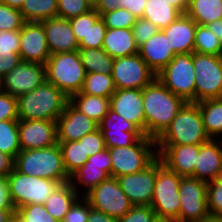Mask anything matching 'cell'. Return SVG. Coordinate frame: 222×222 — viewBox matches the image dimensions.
Listing matches in <instances>:
<instances>
[{
  "mask_svg": "<svg viewBox=\"0 0 222 222\" xmlns=\"http://www.w3.org/2000/svg\"><path fill=\"white\" fill-rule=\"evenodd\" d=\"M102 134H118L122 131L141 132L133 123L125 120L113 110L109 109L106 116L98 124Z\"/></svg>",
  "mask_w": 222,
  "mask_h": 222,
  "instance_id": "38",
  "label": "cell"
},
{
  "mask_svg": "<svg viewBox=\"0 0 222 222\" xmlns=\"http://www.w3.org/2000/svg\"><path fill=\"white\" fill-rule=\"evenodd\" d=\"M182 177L164 164L157 170L151 207L161 222H178L180 212L179 184Z\"/></svg>",
  "mask_w": 222,
  "mask_h": 222,
  "instance_id": "7",
  "label": "cell"
},
{
  "mask_svg": "<svg viewBox=\"0 0 222 222\" xmlns=\"http://www.w3.org/2000/svg\"><path fill=\"white\" fill-rule=\"evenodd\" d=\"M15 216V208H0V222H11Z\"/></svg>",
  "mask_w": 222,
  "mask_h": 222,
  "instance_id": "60",
  "label": "cell"
},
{
  "mask_svg": "<svg viewBox=\"0 0 222 222\" xmlns=\"http://www.w3.org/2000/svg\"><path fill=\"white\" fill-rule=\"evenodd\" d=\"M158 157L171 171L181 177H193L200 144H156Z\"/></svg>",
  "mask_w": 222,
  "mask_h": 222,
  "instance_id": "17",
  "label": "cell"
},
{
  "mask_svg": "<svg viewBox=\"0 0 222 222\" xmlns=\"http://www.w3.org/2000/svg\"><path fill=\"white\" fill-rule=\"evenodd\" d=\"M186 14L199 25L222 19V0H189Z\"/></svg>",
  "mask_w": 222,
  "mask_h": 222,
  "instance_id": "31",
  "label": "cell"
},
{
  "mask_svg": "<svg viewBox=\"0 0 222 222\" xmlns=\"http://www.w3.org/2000/svg\"><path fill=\"white\" fill-rule=\"evenodd\" d=\"M20 48V30L0 31V49L19 52Z\"/></svg>",
  "mask_w": 222,
  "mask_h": 222,
  "instance_id": "53",
  "label": "cell"
},
{
  "mask_svg": "<svg viewBox=\"0 0 222 222\" xmlns=\"http://www.w3.org/2000/svg\"><path fill=\"white\" fill-rule=\"evenodd\" d=\"M7 179L15 210L24 205L44 204L61 184L58 181L23 174L15 168Z\"/></svg>",
  "mask_w": 222,
  "mask_h": 222,
  "instance_id": "8",
  "label": "cell"
},
{
  "mask_svg": "<svg viewBox=\"0 0 222 222\" xmlns=\"http://www.w3.org/2000/svg\"><path fill=\"white\" fill-rule=\"evenodd\" d=\"M41 22L51 55L79 50L69 19L54 17Z\"/></svg>",
  "mask_w": 222,
  "mask_h": 222,
  "instance_id": "22",
  "label": "cell"
},
{
  "mask_svg": "<svg viewBox=\"0 0 222 222\" xmlns=\"http://www.w3.org/2000/svg\"><path fill=\"white\" fill-rule=\"evenodd\" d=\"M106 148L114 147H128L134 144L139 138H142L144 134L142 132H126L118 134H102Z\"/></svg>",
  "mask_w": 222,
  "mask_h": 222,
  "instance_id": "48",
  "label": "cell"
},
{
  "mask_svg": "<svg viewBox=\"0 0 222 222\" xmlns=\"http://www.w3.org/2000/svg\"><path fill=\"white\" fill-rule=\"evenodd\" d=\"M11 222H21V221L16 216H14V218Z\"/></svg>",
  "mask_w": 222,
  "mask_h": 222,
  "instance_id": "65",
  "label": "cell"
},
{
  "mask_svg": "<svg viewBox=\"0 0 222 222\" xmlns=\"http://www.w3.org/2000/svg\"><path fill=\"white\" fill-rule=\"evenodd\" d=\"M0 151L11 156L13 159L21 151L18 120L0 121Z\"/></svg>",
  "mask_w": 222,
  "mask_h": 222,
  "instance_id": "36",
  "label": "cell"
},
{
  "mask_svg": "<svg viewBox=\"0 0 222 222\" xmlns=\"http://www.w3.org/2000/svg\"><path fill=\"white\" fill-rule=\"evenodd\" d=\"M163 165L157 157L140 172L117 177L121 190L133 206H150L154 194L157 170Z\"/></svg>",
  "mask_w": 222,
  "mask_h": 222,
  "instance_id": "13",
  "label": "cell"
},
{
  "mask_svg": "<svg viewBox=\"0 0 222 222\" xmlns=\"http://www.w3.org/2000/svg\"><path fill=\"white\" fill-rule=\"evenodd\" d=\"M145 135L157 139L187 103L173 94L157 78L142 89Z\"/></svg>",
  "mask_w": 222,
  "mask_h": 222,
  "instance_id": "1",
  "label": "cell"
},
{
  "mask_svg": "<svg viewBox=\"0 0 222 222\" xmlns=\"http://www.w3.org/2000/svg\"><path fill=\"white\" fill-rule=\"evenodd\" d=\"M19 120L17 97L0 92V121Z\"/></svg>",
  "mask_w": 222,
  "mask_h": 222,
  "instance_id": "50",
  "label": "cell"
},
{
  "mask_svg": "<svg viewBox=\"0 0 222 222\" xmlns=\"http://www.w3.org/2000/svg\"><path fill=\"white\" fill-rule=\"evenodd\" d=\"M24 22L20 10L11 8L0 1V31L20 30Z\"/></svg>",
  "mask_w": 222,
  "mask_h": 222,
  "instance_id": "42",
  "label": "cell"
},
{
  "mask_svg": "<svg viewBox=\"0 0 222 222\" xmlns=\"http://www.w3.org/2000/svg\"><path fill=\"white\" fill-rule=\"evenodd\" d=\"M195 103L222 98V56L193 52Z\"/></svg>",
  "mask_w": 222,
  "mask_h": 222,
  "instance_id": "10",
  "label": "cell"
},
{
  "mask_svg": "<svg viewBox=\"0 0 222 222\" xmlns=\"http://www.w3.org/2000/svg\"><path fill=\"white\" fill-rule=\"evenodd\" d=\"M68 103L69 98L60 89L45 81L29 93L17 97L18 117L57 122Z\"/></svg>",
  "mask_w": 222,
  "mask_h": 222,
  "instance_id": "2",
  "label": "cell"
},
{
  "mask_svg": "<svg viewBox=\"0 0 222 222\" xmlns=\"http://www.w3.org/2000/svg\"><path fill=\"white\" fill-rule=\"evenodd\" d=\"M57 0H25L20 9L25 22H41L57 17Z\"/></svg>",
  "mask_w": 222,
  "mask_h": 222,
  "instance_id": "33",
  "label": "cell"
},
{
  "mask_svg": "<svg viewBox=\"0 0 222 222\" xmlns=\"http://www.w3.org/2000/svg\"><path fill=\"white\" fill-rule=\"evenodd\" d=\"M19 54L22 61L46 64L51 53L42 22H24L20 29Z\"/></svg>",
  "mask_w": 222,
  "mask_h": 222,
  "instance_id": "19",
  "label": "cell"
},
{
  "mask_svg": "<svg viewBox=\"0 0 222 222\" xmlns=\"http://www.w3.org/2000/svg\"><path fill=\"white\" fill-rule=\"evenodd\" d=\"M19 52L0 49V78L21 62Z\"/></svg>",
  "mask_w": 222,
  "mask_h": 222,
  "instance_id": "52",
  "label": "cell"
},
{
  "mask_svg": "<svg viewBox=\"0 0 222 222\" xmlns=\"http://www.w3.org/2000/svg\"><path fill=\"white\" fill-rule=\"evenodd\" d=\"M197 23L186 13L162 29L174 54L193 53Z\"/></svg>",
  "mask_w": 222,
  "mask_h": 222,
  "instance_id": "24",
  "label": "cell"
},
{
  "mask_svg": "<svg viewBox=\"0 0 222 222\" xmlns=\"http://www.w3.org/2000/svg\"><path fill=\"white\" fill-rule=\"evenodd\" d=\"M93 8L97 5L99 0H86Z\"/></svg>",
  "mask_w": 222,
  "mask_h": 222,
  "instance_id": "63",
  "label": "cell"
},
{
  "mask_svg": "<svg viewBox=\"0 0 222 222\" xmlns=\"http://www.w3.org/2000/svg\"><path fill=\"white\" fill-rule=\"evenodd\" d=\"M123 8V0H99L94 9L102 16L104 13Z\"/></svg>",
  "mask_w": 222,
  "mask_h": 222,
  "instance_id": "55",
  "label": "cell"
},
{
  "mask_svg": "<svg viewBox=\"0 0 222 222\" xmlns=\"http://www.w3.org/2000/svg\"><path fill=\"white\" fill-rule=\"evenodd\" d=\"M207 206L211 218H222V177L207 182Z\"/></svg>",
  "mask_w": 222,
  "mask_h": 222,
  "instance_id": "41",
  "label": "cell"
},
{
  "mask_svg": "<svg viewBox=\"0 0 222 222\" xmlns=\"http://www.w3.org/2000/svg\"><path fill=\"white\" fill-rule=\"evenodd\" d=\"M11 8L20 10L25 0H0Z\"/></svg>",
  "mask_w": 222,
  "mask_h": 222,
  "instance_id": "62",
  "label": "cell"
},
{
  "mask_svg": "<svg viewBox=\"0 0 222 222\" xmlns=\"http://www.w3.org/2000/svg\"><path fill=\"white\" fill-rule=\"evenodd\" d=\"M131 30L135 39V43L139 47L148 41L160 29L145 18H137Z\"/></svg>",
  "mask_w": 222,
  "mask_h": 222,
  "instance_id": "47",
  "label": "cell"
},
{
  "mask_svg": "<svg viewBox=\"0 0 222 222\" xmlns=\"http://www.w3.org/2000/svg\"><path fill=\"white\" fill-rule=\"evenodd\" d=\"M80 197L70 182L60 184L51 196L46 200L44 206L47 212L58 222H62L70 207Z\"/></svg>",
  "mask_w": 222,
  "mask_h": 222,
  "instance_id": "27",
  "label": "cell"
},
{
  "mask_svg": "<svg viewBox=\"0 0 222 222\" xmlns=\"http://www.w3.org/2000/svg\"><path fill=\"white\" fill-rule=\"evenodd\" d=\"M14 168L23 174L58 181L61 184L70 180L58 143L48 148L21 150L14 159Z\"/></svg>",
  "mask_w": 222,
  "mask_h": 222,
  "instance_id": "3",
  "label": "cell"
},
{
  "mask_svg": "<svg viewBox=\"0 0 222 222\" xmlns=\"http://www.w3.org/2000/svg\"><path fill=\"white\" fill-rule=\"evenodd\" d=\"M111 158V177L133 174L144 170L157 157L155 139L144 135L128 147L108 148Z\"/></svg>",
  "mask_w": 222,
  "mask_h": 222,
  "instance_id": "6",
  "label": "cell"
},
{
  "mask_svg": "<svg viewBox=\"0 0 222 222\" xmlns=\"http://www.w3.org/2000/svg\"><path fill=\"white\" fill-rule=\"evenodd\" d=\"M222 177V138L200 144L194 178L210 182Z\"/></svg>",
  "mask_w": 222,
  "mask_h": 222,
  "instance_id": "23",
  "label": "cell"
},
{
  "mask_svg": "<svg viewBox=\"0 0 222 222\" xmlns=\"http://www.w3.org/2000/svg\"><path fill=\"white\" fill-rule=\"evenodd\" d=\"M78 51L86 73L112 74L114 58L103 48H79Z\"/></svg>",
  "mask_w": 222,
  "mask_h": 222,
  "instance_id": "32",
  "label": "cell"
},
{
  "mask_svg": "<svg viewBox=\"0 0 222 222\" xmlns=\"http://www.w3.org/2000/svg\"><path fill=\"white\" fill-rule=\"evenodd\" d=\"M147 0H123V8L130 11L137 18H142Z\"/></svg>",
  "mask_w": 222,
  "mask_h": 222,
  "instance_id": "56",
  "label": "cell"
},
{
  "mask_svg": "<svg viewBox=\"0 0 222 222\" xmlns=\"http://www.w3.org/2000/svg\"><path fill=\"white\" fill-rule=\"evenodd\" d=\"M181 14L167 0H147L142 18L149 20L162 30L175 21Z\"/></svg>",
  "mask_w": 222,
  "mask_h": 222,
  "instance_id": "30",
  "label": "cell"
},
{
  "mask_svg": "<svg viewBox=\"0 0 222 222\" xmlns=\"http://www.w3.org/2000/svg\"><path fill=\"white\" fill-rule=\"evenodd\" d=\"M84 197L91 207L117 220L123 217L133 206L121 190L116 177H109L104 180Z\"/></svg>",
  "mask_w": 222,
  "mask_h": 222,
  "instance_id": "12",
  "label": "cell"
},
{
  "mask_svg": "<svg viewBox=\"0 0 222 222\" xmlns=\"http://www.w3.org/2000/svg\"><path fill=\"white\" fill-rule=\"evenodd\" d=\"M138 54L155 74L166 67L175 56L162 30L140 45Z\"/></svg>",
  "mask_w": 222,
  "mask_h": 222,
  "instance_id": "25",
  "label": "cell"
},
{
  "mask_svg": "<svg viewBox=\"0 0 222 222\" xmlns=\"http://www.w3.org/2000/svg\"><path fill=\"white\" fill-rule=\"evenodd\" d=\"M57 17L71 19L84 14L93 7L86 0H57Z\"/></svg>",
  "mask_w": 222,
  "mask_h": 222,
  "instance_id": "43",
  "label": "cell"
},
{
  "mask_svg": "<svg viewBox=\"0 0 222 222\" xmlns=\"http://www.w3.org/2000/svg\"><path fill=\"white\" fill-rule=\"evenodd\" d=\"M21 222H58L46 210L44 204H29L15 210Z\"/></svg>",
  "mask_w": 222,
  "mask_h": 222,
  "instance_id": "39",
  "label": "cell"
},
{
  "mask_svg": "<svg viewBox=\"0 0 222 222\" xmlns=\"http://www.w3.org/2000/svg\"><path fill=\"white\" fill-rule=\"evenodd\" d=\"M0 208H14L11 201L7 177L0 176Z\"/></svg>",
  "mask_w": 222,
  "mask_h": 222,
  "instance_id": "54",
  "label": "cell"
},
{
  "mask_svg": "<svg viewBox=\"0 0 222 222\" xmlns=\"http://www.w3.org/2000/svg\"><path fill=\"white\" fill-rule=\"evenodd\" d=\"M116 91V87L111 74L86 73L84 84L81 89L82 94L96 95L110 98Z\"/></svg>",
  "mask_w": 222,
  "mask_h": 222,
  "instance_id": "34",
  "label": "cell"
},
{
  "mask_svg": "<svg viewBox=\"0 0 222 222\" xmlns=\"http://www.w3.org/2000/svg\"><path fill=\"white\" fill-rule=\"evenodd\" d=\"M170 5L176 7L182 14L186 13L189 6V0H167Z\"/></svg>",
  "mask_w": 222,
  "mask_h": 222,
  "instance_id": "61",
  "label": "cell"
},
{
  "mask_svg": "<svg viewBox=\"0 0 222 222\" xmlns=\"http://www.w3.org/2000/svg\"><path fill=\"white\" fill-rule=\"evenodd\" d=\"M196 104L199 106L204 130L209 138L222 137V98L205 99Z\"/></svg>",
  "mask_w": 222,
  "mask_h": 222,
  "instance_id": "29",
  "label": "cell"
},
{
  "mask_svg": "<svg viewBox=\"0 0 222 222\" xmlns=\"http://www.w3.org/2000/svg\"><path fill=\"white\" fill-rule=\"evenodd\" d=\"M80 140H83L85 155L88 156H92L106 148L102 131L99 128L84 135Z\"/></svg>",
  "mask_w": 222,
  "mask_h": 222,
  "instance_id": "51",
  "label": "cell"
},
{
  "mask_svg": "<svg viewBox=\"0 0 222 222\" xmlns=\"http://www.w3.org/2000/svg\"><path fill=\"white\" fill-rule=\"evenodd\" d=\"M21 150L48 148L57 144V122L48 120H18Z\"/></svg>",
  "mask_w": 222,
  "mask_h": 222,
  "instance_id": "18",
  "label": "cell"
},
{
  "mask_svg": "<svg viewBox=\"0 0 222 222\" xmlns=\"http://www.w3.org/2000/svg\"><path fill=\"white\" fill-rule=\"evenodd\" d=\"M57 143L62 152L64 168L70 176L78 168L82 167L89 158L88 155H85L83 140Z\"/></svg>",
  "mask_w": 222,
  "mask_h": 222,
  "instance_id": "35",
  "label": "cell"
},
{
  "mask_svg": "<svg viewBox=\"0 0 222 222\" xmlns=\"http://www.w3.org/2000/svg\"><path fill=\"white\" fill-rule=\"evenodd\" d=\"M101 18L105 26L110 29H132L137 17L124 8H118L112 12L104 13Z\"/></svg>",
  "mask_w": 222,
  "mask_h": 222,
  "instance_id": "40",
  "label": "cell"
},
{
  "mask_svg": "<svg viewBox=\"0 0 222 222\" xmlns=\"http://www.w3.org/2000/svg\"><path fill=\"white\" fill-rule=\"evenodd\" d=\"M209 140L204 130L199 106L187 102L155 141L156 144L197 145Z\"/></svg>",
  "mask_w": 222,
  "mask_h": 222,
  "instance_id": "4",
  "label": "cell"
},
{
  "mask_svg": "<svg viewBox=\"0 0 222 222\" xmlns=\"http://www.w3.org/2000/svg\"><path fill=\"white\" fill-rule=\"evenodd\" d=\"M107 27L100 17L93 26H89L86 37L79 42V48H102Z\"/></svg>",
  "mask_w": 222,
  "mask_h": 222,
  "instance_id": "44",
  "label": "cell"
},
{
  "mask_svg": "<svg viewBox=\"0 0 222 222\" xmlns=\"http://www.w3.org/2000/svg\"><path fill=\"white\" fill-rule=\"evenodd\" d=\"M14 169V159L0 151V176L7 177Z\"/></svg>",
  "mask_w": 222,
  "mask_h": 222,
  "instance_id": "57",
  "label": "cell"
},
{
  "mask_svg": "<svg viewBox=\"0 0 222 222\" xmlns=\"http://www.w3.org/2000/svg\"><path fill=\"white\" fill-rule=\"evenodd\" d=\"M0 79L2 91L18 97L46 81V67L41 63L21 61Z\"/></svg>",
  "mask_w": 222,
  "mask_h": 222,
  "instance_id": "15",
  "label": "cell"
},
{
  "mask_svg": "<svg viewBox=\"0 0 222 222\" xmlns=\"http://www.w3.org/2000/svg\"><path fill=\"white\" fill-rule=\"evenodd\" d=\"M210 31H212L216 37L220 40V55L222 56V19L214 21L206 25Z\"/></svg>",
  "mask_w": 222,
  "mask_h": 222,
  "instance_id": "59",
  "label": "cell"
},
{
  "mask_svg": "<svg viewBox=\"0 0 222 222\" xmlns=\"http://www.w3.org/2000/svg\"><path fill=\"white\" fill-rule=\"evenodd\" d=\"M111 168L109 150L105 148L89 156L84 165L70 175L69 182L80 196H85L94 187L111 177ZM81 184L84 186L83 189L85 188L83 195H81L82 191L80 192L78 189V185L82 186Z\"/></svg>",
  "mask_w": 222,
  "mask_h": 222,
  "instance_id": "16",
  "label": "cell"
},
{
  "mask_svg": "<svg viewBox=\"0 0 222 222\" xmlns=\"http://www.w3.org/2000/svg\"><path fill=\"white\" fill-rule=\"evenodd\" d=\"M98 128L97 122L68 103L57 120V142L78 141Z\"/></svg>",
  "mask_w": 222,
  "mask_h": 222,
  "instance_id": "21",
  "label": "cell"
},
{
  "mask_svg": "<svg viewBox=\"0 0 222 222\" xmlns=\"http://www.w3.org/2000/svg\"><path fill=\"white\" fill-rule=\"evenodd\" d=\"M110 109L133 123L145 135L142 90L116 89L110 97Z\"/></svg>",
  "mask_w": 222,
  "mask_h": 222,
  "instance_id": "20",
  "label": "cell"
},
{
  "mask_svg": "<svg viewBox=\"0 0 222 222\" xmlns=\"http://www.w3.org/2000/svg\"><path fill=\"white\" fill-rule=\"evenodd\" d=\"M111 75L116 89L142 90L156 78L139 54L115 58Z\"/></svg>",
  "mask_w": 222,
  "mask_h": 222,
  "instance_id": "14",
  "label": "cell"
},
{
  "mask_svg": "<svg viewBox=\"0 0 222 222\" xmlns=\"http://www.w3.org/2000/svg\"><path fill=\"white\" fill-rule=\"evenodd\" d=\"M88 217L89 202L84 196H80L70 207L62 222H87Z\"/></svg>",
  "mask_w": 222,
  "mask_h": 222,
  "instance_id": "49",
  "label": "cell"
},
{
  "mask_svg": "<svg viewBox=\"0 0 222 222\" xmlns=\"http://www.w3.org/2000/svg\"><path fill=\"white\" fill-rule=\"evenodd\" d=\"M118 222H161L151 206H132Z\"/></svg>",
  "mask_w": 222,
  "mask_h": 222,
  "instance_id": "46",
  "label": "cell"
},
{
  "mask_svg": "<svg viewBox=\"0 0 222 222\" xmlns=\"http://www.w3.org/2000/svg\"><path fill=\"white\" fill-rule=\"evenodd\" d=\"M69 103L98 124L110 109V98L82 94L81 92L72 95L69 98Z\"/></svg>",
  "mask_w": 222,
  "mask_h": 222,
  "instance_id": "28",
  "label": "cell"
},
{
  "mask_svg": "<svg viewBox=\"0 0 222 222\" xmlns=\"http://www.w3.org/2000/svg\"><path fill=\"white\" fill-rule=\"evenodd\" d=\"M87 222H118L117 219H114L102 211L94 209L90 206L89 203V217Z\"/></svg>",
  "mask_w": 222,
  "mask_h": 222,
  "instance_id": "58",
  "label": "cell"
},
{
  "mask_svg": "<svg viewBox=\"0 0 222 222\" xmlns=\"http://www.w3.org/2000/svg\"><path fill=\"white\" fill-rule=\"evenodd\" d=\"M100 17L101 16L99 13L94 8H92L84 14L69 19L71 28L78 43L82 40L83 37H86L89 26H93Z\"/></svg>",
  "mask_w": 222,
  "mask_h": 222,
  "instance_id": "45",
  "label": "cell"
},
{
  "mask_svg": "<svg viewBox=\"0 0 222 222\" xmlns=\"http://www.w3.org/2000/svg\"><path fill=\"white\" fill-rule=\"evenodd\" d=\"M205 222H222V218H210L209 220Z\"/></svg>",
  "mask_w": 222,
  "mask_h": 222,
  "instance_id": "64",
  "label": "cell"
},
{
  "mask_svg": "<svg viewBox=\"0 0 222 222\" xmlns=\"http://www.w3.org/2000/svg\"><path fill=\"white\" fill-rule=\"evenodd\" d=\"M194 52L201 54L220 55V40L205 25L197 24L195 31Z\"/></svg>",
  "mask_w": 222,
  "mask_h": 222,
  "instance_id": "37",
  "label": "cell"
},
{
  "mask_svg": "<svg viewBox=\"0 0 222 222\" xmlns=\"http://www.w3.org/2000/svg\"><path fill=\"white\" fill-rule=\"evenodd\" d=\"M195 76L193 53L175 54L156 78L173 94L186 102L195 103Z\"/></svg>",
  "mask_w": 222,
  "mask_h": 222,
  "instance_id": "9",
  "label": "cell"
},
{
  "mask_svg": "<svg viewBox=\"0 0 222 222\" xmlns=\"http://www.w3.org/2000/svg\"><path fill=\"white\" fill-rule=\"evenodd\" d=\"M178 192V222H205L211 218L207 206V182L193 177H182Z\"/></svg>",
  "mask_w": 222,
  "mask_h": 222,
  "instance_id": "11",
  "label": "cell"
},
{
  "mask_svg": "<svg viewBox=\"0 0 222 222\" xmlns=\"http://www.w3.org/2000/svg\"><path fill=\"white\" fill-rule=\"evenodd\" d=\"M46 81L68 98L81 91L86 77L79 51L52 54L46 64Z\"/></svg>",
  "mask_w": 222,
  "mask_h": 222,
  "instance_id": "5",
  "label": "cell"
},
{
  "mask_svg": "<svg viewBox=\"0 0 222 222\" xmlns=\"http://www.w3.org/2000/svg\"><path fill=\"white\" fill-rule=\"evenodd\" d=\"M102 48L114 59L138 54L132 30L126 28H107Z\"/></svg>",
  "mask_w": 222,
  "mask_h": 222,
  "instance_id": "26",
  "label": "cell"
}]
</instances>
